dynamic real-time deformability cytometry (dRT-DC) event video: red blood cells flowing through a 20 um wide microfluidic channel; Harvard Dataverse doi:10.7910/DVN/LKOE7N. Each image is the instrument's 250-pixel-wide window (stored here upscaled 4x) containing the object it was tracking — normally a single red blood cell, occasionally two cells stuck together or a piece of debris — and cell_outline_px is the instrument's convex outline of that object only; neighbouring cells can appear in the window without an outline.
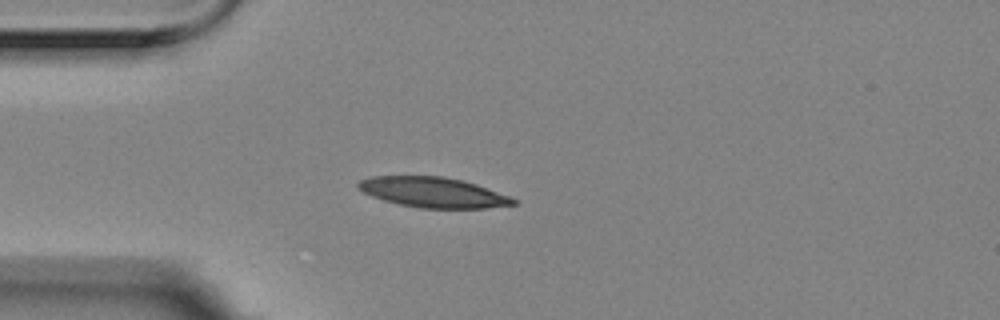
{"species": "Egyptian fruit bat (a non-hibernating species)", "species_latin": "Rousettus aegyptiacus", "temperature_condition": "room temperature", "stored_images_in_passage": 5, "camera_frame_rate_fps": 3000, "um_per_image_px": 0.085, "animal": {"sex": "female"}, "frame": {"image": 1, "passage_image": 3, "time_ms": 0.667, "image_size_px": [1000, 320], "cell_outline_px": [[516, 204], [484, 208], [420, 208], [400, 204], [384, 200], [372, 196], [356, 188], [356, 184], [360, 180], [372, 176], [444, 176], [464, 180], [476, 184], [508, 196], [516, 200]], "centroid_in_image_um": [36.78, 16.34], "position_along_channel_um": 48.2, "area_um2": 27.17}}
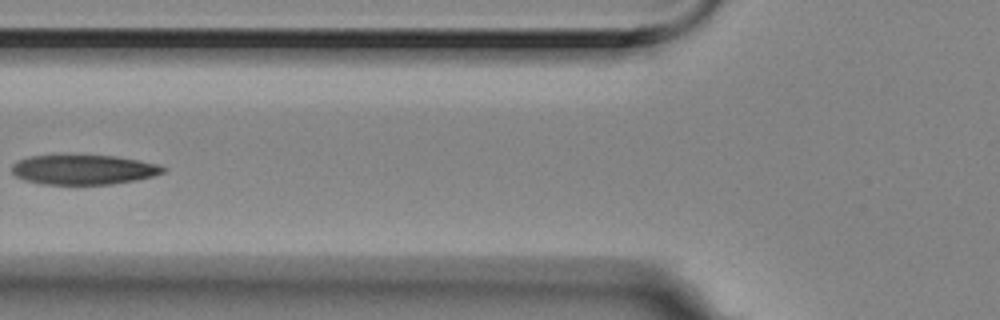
{"frame": {"image": 2, "passage_image": 5, "time_ms": 1.333, "image_size_px": [1000, 320], "cell_outline_px": [[168, 168], [164, 172], [152, 176], [136, 180], [112, 184], [40, 184], [24, 180], [16, 176], [12, 172], [12, 164], [16, 160], [28, 156], [60, 152], [116, 156], [140, 160], [156, 164]], "centroid_in_image_um": [7.02, 14.36], "position_along_channel_um": 118.8, "area_um2": 27.4}}